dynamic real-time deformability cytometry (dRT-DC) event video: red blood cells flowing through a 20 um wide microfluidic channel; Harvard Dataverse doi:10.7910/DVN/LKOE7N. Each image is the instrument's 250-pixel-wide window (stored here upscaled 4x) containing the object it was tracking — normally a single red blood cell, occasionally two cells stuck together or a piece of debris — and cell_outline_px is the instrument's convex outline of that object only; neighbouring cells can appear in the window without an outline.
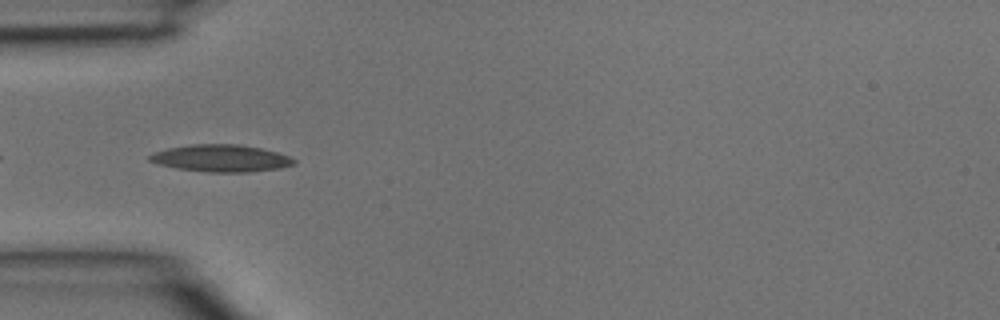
{"species": "common noctule bat (a hibernating species)", "species_latin": "Nyctalus noctula", "temperature_condition": "room temperature", "stored_images_in_passage": 8, "camera_frame_rate_fps": 3000, "um_per_image_px": 0.085, "animal": {"sex": "male", "body_mass_g": 15.6}, "frame": {"image": 1, "passage_image": 3, "time_ms": 0.667, "image_size_px": [1000, 320], "cell_outline_px": [[296, 164], [280, 168], [248, 172], [208, 172], [176, 168], [160, 164], [148, 160], [148, 156], [156, 152], [168, 148], [192, 144], [240, 144], [260, 148], [276, 152], [288, 156], [296, 160]], "centroid_in_image_um": [18.81, 13.45], "position_along_channel_um": 66.2, "area_um2": 22.66}}